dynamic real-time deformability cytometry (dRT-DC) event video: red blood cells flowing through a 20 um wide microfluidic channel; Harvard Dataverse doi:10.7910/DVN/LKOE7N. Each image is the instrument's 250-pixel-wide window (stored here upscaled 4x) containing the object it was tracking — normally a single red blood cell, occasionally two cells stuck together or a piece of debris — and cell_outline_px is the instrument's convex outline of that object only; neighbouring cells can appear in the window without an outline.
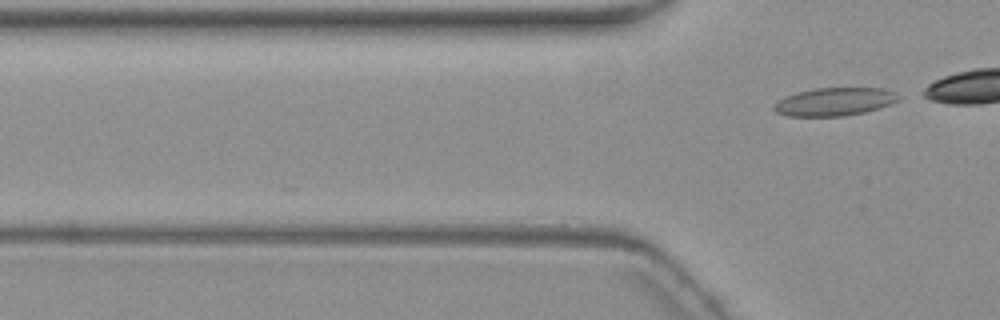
{"species": "common noctule bat (a hibernating species)", "species_latin": "Nyctalus noctula", "temperature_condition": "warm", "stored_images_in_passage": 4, "camera_frame_rate_fps": 3000, "um_per_image_px": 0.085, "animal": {"sex": "female", "body_mass_g": 19.3, "forearm_length_mm": 54.1}, "frame": {"image": 1, "passage_image": 4, "time_ms": 3.667, "image_size_px": [1000, 320], "cell_outline_px": [[900, 100], [864, 112], [844, 116], [784, 116], [776, 112], [772, 108], [772, 104], [784, 96], [796, 92], [812, 88], [880, 88], [892, 92], [900, 96]], "centroid_in_image_um": [70.83, 8.64], "position_along_channel_um": 55.0, "area_um2": 20.4}}